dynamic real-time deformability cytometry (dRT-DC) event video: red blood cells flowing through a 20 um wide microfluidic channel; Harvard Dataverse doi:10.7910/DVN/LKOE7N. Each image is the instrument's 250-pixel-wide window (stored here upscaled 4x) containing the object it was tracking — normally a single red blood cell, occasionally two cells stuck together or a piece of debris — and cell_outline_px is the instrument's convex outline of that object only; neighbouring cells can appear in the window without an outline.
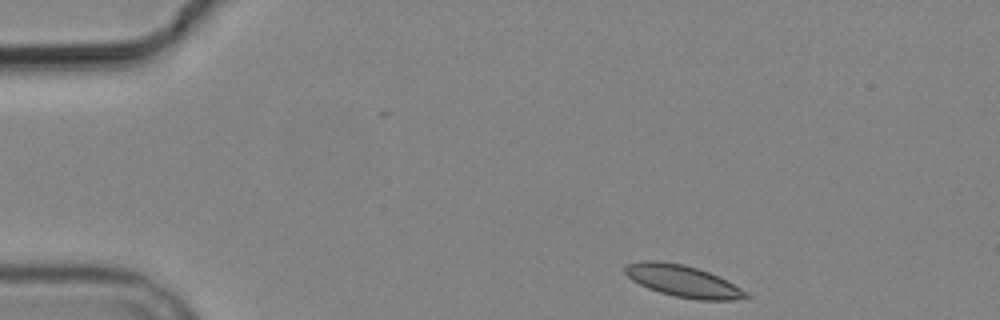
{"species": "common noctule bat (a hibernating species)", "species_latin": "Nyctalus noctula", "temperature_condition": "cold", "stored_images_in_passage": 3, "camera_frame_rate_fps": 3000, "um_per_image_px": 0.085, "animal": {"sex": "male", "body_mass_g": 19.2, "forearm_length_mm": 51.8}, "frame": {"image": 1, "passage_image": 1, "time_ms": 0.0, "image_size_px": [1000, 320], "cell_outline_px": [[752, 296], [732, 300], [696, 300], [676, 296], [660, 292], [648, 288], [632, 280], [624, 272], [624, 264], [640, 260], [656, 260], [684, 264], [708, 272], [748, 292]], "centroid_in_image_um": [58.0, 23.88], "position_along_channel_um": 27.0, "area_um2": 22.25}}